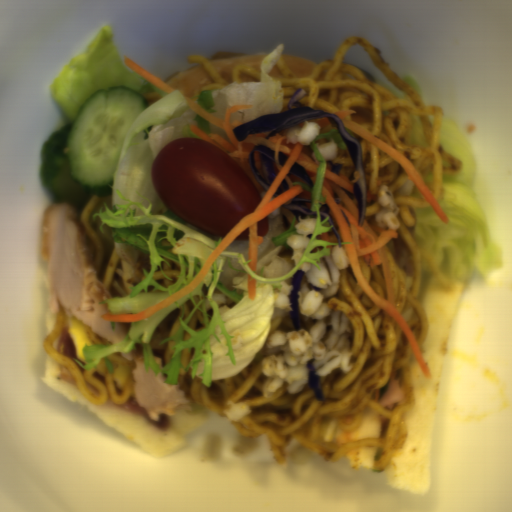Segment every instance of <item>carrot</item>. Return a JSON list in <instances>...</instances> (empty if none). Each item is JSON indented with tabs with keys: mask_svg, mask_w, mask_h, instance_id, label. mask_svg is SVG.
Listing matches in <instances>:
<instances>
[{
	"mask_svg": "<svg viewBox=\"0 0 512 512\" xmlns=\"http://www.w3.org/2000/svg\"><path fill=\"white\" fill-rule=\"evenodd\" d=\"M188 107L192 109L200 117L211 123L212 125L224 130L229 141L218 133H205L199 127L190 124V130L200 139L212 143L229 153L232 158L245 171L250 180L253 182L259 192L266 191L257 181L251 167L249 156L254 147L257 145L268 146L273 150L275 163L279 169L271 186L261 199L257 207L247 216L239 220L233 228L223 237L214 250L209 254L206 262L200 272L194 279L179 291L163 298L151 307L137 312L135 314H103L100 318L106 321L131 322L141 321L148 318L161 310L162 308L186 297L196 290L206 277L211 265L216 258L245 230L249 228L248 234V250L247 261L251 269L256 273L258 245L264 244V237L258 236V223L272 215L278 209L290 224L294 214L286 209L285 205L290 204L300 193L303 192L302 185H294L291 179L287 177L291 166L295 163L307 170L312 183L314 185L319 165L302 152L304 145L299 142L287 143L286 135L279 131L267 139V135L272 130L249 134L243 141H238L232 129L244 125L243 122L234 120L232 122L231 115L241 109H253V104H235L227 109L224 120L218 118L197 103L186 97Z\"/></svg>",
	"mask_w": 512,
	"mask_h": 512,
	"instance_id": "obj_1",
	"label": "carrot"
},
{
	"mask_svg": "<svg viewBox=\"0 0 512 512\" xmlns=\"http://www.w3.org/2000/svg\"><path fill=\"white\" fill-rule=\"evenodd\" d=\"M366 200L368 202H380L378 196H375L374 194H372L370 191H367V190H366Z\"/></svg>",
	"mask_w": 512,
	"mask_h": 512,
	"instance_id": "obj_7",
	"label": "carrot"
},
{
	"mask_svg": "<svg viewBox=\"0 0 512 512\" xmlns=\"http://www.w3.org/2000/svg\"><path fill=\"white\" fill-rule=\"evenodd\" d=\"M286 177L289 178L292 181V183L293 182H299V183H303L304 184L306 182L302 177H300L298 175H295V174H293V173H291L289 171H288Z\"/></svg>",
	"mask_w": 512,
	"mask_h": 512,
	"instance_id": "obj_6",
	"label": "carrot"
},
{
	"mask_svg": "<svg viewBox=\"0 0 512 512\" xmlns=\"http://www.w3.org/2000/svg\"><path fill=\"white\" fill-rule=\"evenodd\" d=\"M351 179L334 173L326 168L321 195H325L328 209L337 225L342 244L351 265L352 273L363 292L370 300L391 316L403 330L412 353L425 378H433L426 363L422 350L415 339L407 321L394 305L381 298L368 284L361 266L360 255L373 268L380 265L382 260L377 252L392 238H398L397 231L387 227L370 224L364 216L362 227L357 225L360 210L355 198V185Z\"/></svg>",
	"mask_w": 512,
	"mask_h": 512,
	"instance_id": "obj_2",
	"label": "carrot"
},
{
	"mask_svg": "<svg viewBox=\"0 0 512 512\" xmlns=\"http://www.w3.org/2000/svg\"><path fill=\"white\" fill-rule=\"evenodd\" d=\"M312 192H309L302 188V192L298 194L295 198H303L309 200L311 197Z\"/></svg>",
	"mask_w": 512,
	"mask_h": 512,
	"instance_id": "obj_8",
	"label": "carrot"
},
{
	"mask_svg": "<svg viewBox=\"0 0 512 512\" xmlns=\"http://www.w3.org/2000/svg\"><path fill=\"white\" fill-rule=\"evenodd\" d=\"M254 166L258 173L267 181L260 151H253Z\"/></svg>",
	"mask_w": 512,
	"mask_h": 512,
	"instance_id": "obj_5",
	"label": "carrot"
},
{
	"mask_svg": "<svg viewBox=\"0 0 512 512\" xmlns=\"http://www.w3.org/2000/svg\"><path fill=\"white\" fill-rule=\"evenodd\" d=\"M304 124H305V121H304V122H302V123H300V124H297V125H295V126H299V127H303V128H304Z\"/></svg>",
	"mask_w": 512,
	"mask_h": 512,
	"instance_id": "obj_9",
	"label": "carrot"
},
{
	"mask_svg": "<svg viewBox=\"0 0 512 512\" xmlns=\"http://www.w3.org/2000/svg\"><path fill=\"white\" fill-rule=\"evenodd\" d=\"M355 113L354 111L350 110H338L334 112L336 116H338L344 126V128L349 129L350 131L356 133L357 135L361 136L371 144L375 145L385 153H387L389 156H391L394 160H396L399 164H401L411 183L414 185V187L420 192V194L424 197L428 205L431 207V209L435 212V214L443 220L447 225L449 223V218L444 212L443 208L440 206V204L437 202V200L434 198L432 193L427 188L422 176L417 171V169L414 167V165L411 163L409 159L395 151L393 148L373 136L372 134L368 133L361 127L357 126L353 122L347 120L346 116L351 115Z\"/></svg>",
	"mask_w": 512,
	"mask_h": 512,
	"instance_id": "obj_3",
	"label": "carrot"
},
{
	"mask_svg": "<svg viewBox=\"0 0 512 512\" xmlns=\"http://www.w3.org/2000/svg\"><path fill=\"white\" fill-rule=\"evenodd\" d=\"M124 61H125L126 65L128 67H130L135 73H137L138 75H140L141 77H143L144 79H146L147 81L152 83L153 85H155V86L161 88L162 90L169 92L171 94L175 90L174 87H172L171 85L166 83L164 80L160 79L159 77L153 75L152 73L148 72L147 70H145L144 68L139 66L137 63H135L129 57H125Z\"/></svg>",
	"mask_w": 512,
	"mask_h": 512,
	"instance_id": "obj_4",
	"label": "carrot"
}]
</instances>
